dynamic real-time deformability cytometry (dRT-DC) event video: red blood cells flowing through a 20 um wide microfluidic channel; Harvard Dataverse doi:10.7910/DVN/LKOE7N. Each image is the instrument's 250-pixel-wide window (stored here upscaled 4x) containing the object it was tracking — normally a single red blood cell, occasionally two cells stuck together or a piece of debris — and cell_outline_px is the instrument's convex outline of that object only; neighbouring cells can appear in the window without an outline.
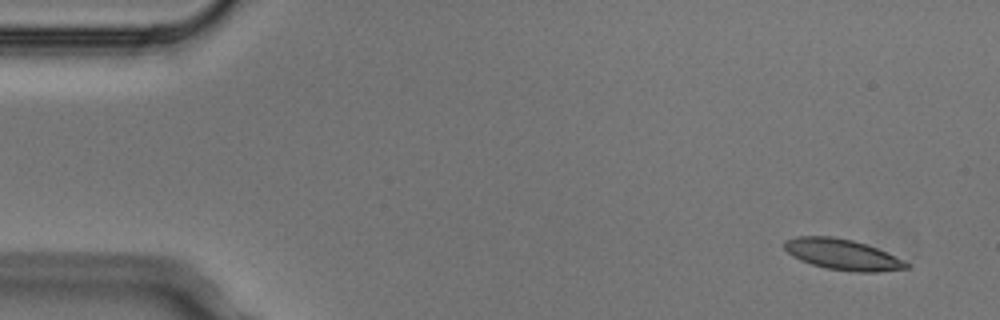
{"species": "Egyptian fruit bat (a non-hibernating species)", "species_latin": "Rousettus aegyptiacus", "temperature_condition": "cold", "stored_images_in_passage": 4, "camera_frame_rate_fps": 3000, "um_per_image_px": 0.085, "animal": {"sex": "male"}, "frame": {"image": 1, "passage_image": 1, "time_ms": 0.0, "image_size_px": [1000, 320], "cell_outline_px": [[908, 268], [876, 272], [852, 272], [828, 268], [812, 264], [800, 260], [792, 256], [784, 248], [784, 240], [796, 236], [832, 236], [852, 240], [876, 248], [908, 264]], "centroid_in_image_um": [71.52, 21.62], "position_along_channel_um": 13.5, "area_um2": 21.44}}
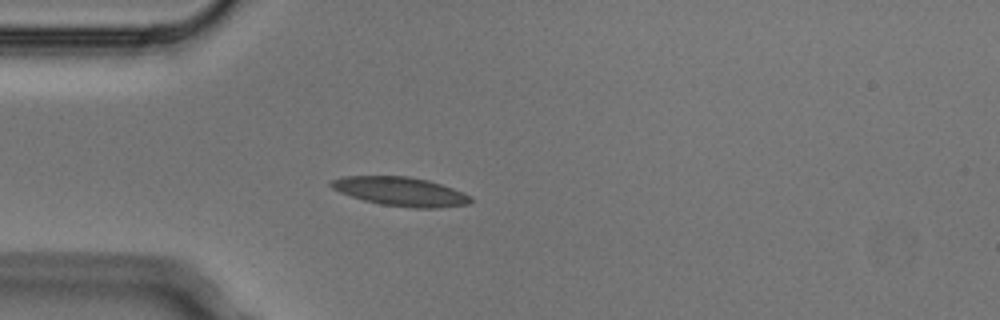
{"frame": {"image": 2, "passage_image": 4, "time_ms": 1.0, "image_size_px": [1000, 320], "cell_outline_px": [[472, 200], [468, 204], [440, 208], [412, 208], [380, 204], [364, 200], [340, 192], [332, 188], [328, 184], [332, 180], [344, 176], [408, 176], [428, 180], [464, 192], [472, 196]], "centroid_in_image_um": [34.07, 16.28], "position_along_channel_um": 50.9, "area_um2": 23.52}}